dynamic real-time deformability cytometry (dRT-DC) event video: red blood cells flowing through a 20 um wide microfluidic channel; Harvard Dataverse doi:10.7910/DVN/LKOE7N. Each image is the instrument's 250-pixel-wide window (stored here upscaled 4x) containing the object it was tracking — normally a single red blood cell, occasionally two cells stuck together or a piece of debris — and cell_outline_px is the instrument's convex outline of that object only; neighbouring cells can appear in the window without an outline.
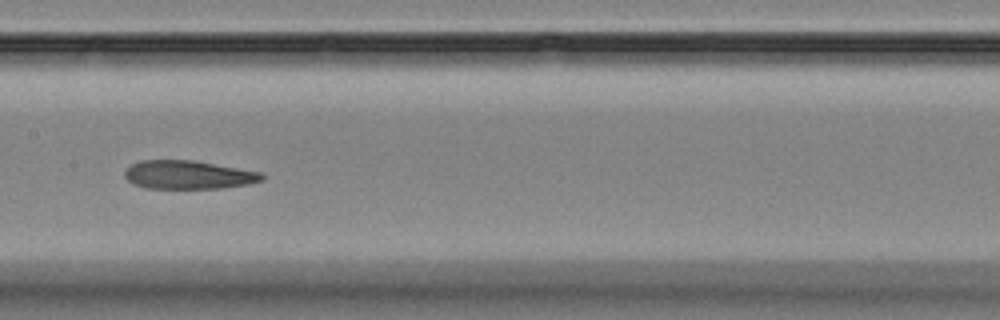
{"species": "Egyptian fruit bat (a non-hibernating species)", "species_latin": "Rousettus aegyptiacus", "temperature_condition": "room temperature", "stored_images_in_passage": 14, "camera_frame_rate_fps": 3000, "um_per_image_px": 0.085, "animal": {"sex": "female"}, "frame": {"image": 1, "passage_image": 7, "time_ms": 7.0, "image_size_px": [1000, 320], "cell_outline_px": [[264, 180], [248, 184], [220, 188], [144, 188], [132, 184], [124, 176], [124, 172], [132, 164], [140, 160], [192, 160], [264, 172]], "centroid_in_image_um": [16.02, 14.86], "position_along_channel_um": 191.4, "area_um2": 22.89}}
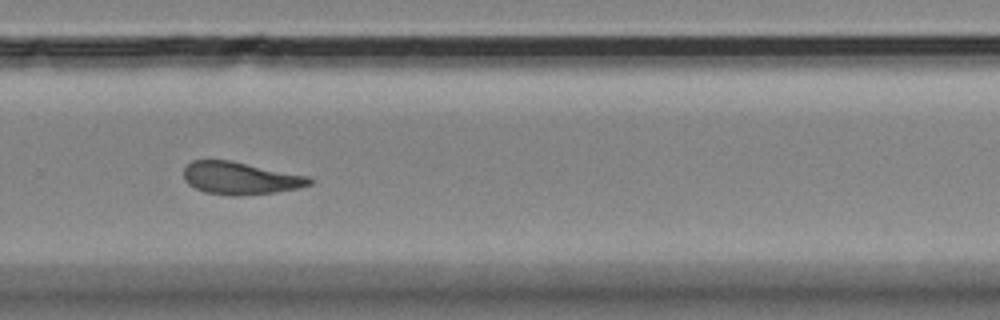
{"frame": {"image": 2, "passage_image": 10, "time_ms": 10.333, "image_size_px": [1000, 320], "cell_outline_px": [[312, 184], [300, 188], [276, 192], [240, 196], [228, 196], [204, 192], [188, 184], [184, 180], [184, 168], [192, 160], [228, 160], [308, 176], [312, 180]], "centroid_in_image_um": [20.41, 15.16], "position_along_channel_um": 309.4, "area_um2": 23.81}}
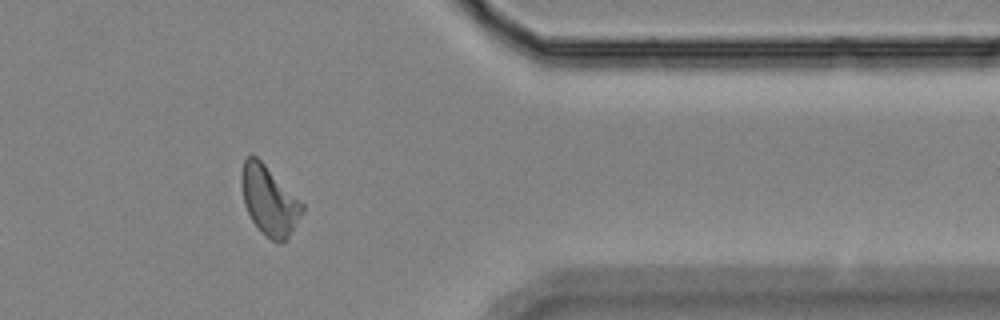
{"frame": {"image": 3, "passage_image": 12, "time_ms": 13.0, "image_size_px": [1000, 320], "cell_outline_px": [[304, 212], [288, 236], [280, 244], [276, 244], [252, 220], [244, 204], [240, 180], [240, 176], [244, 160], [252, 152], [304, 204]], "centroid_in_image_um": [22.87, 17.02], "position_along_channel_um": 388.5, "area_um2": 24.1}, "authors_computed_cell_mechanics": {"area_um2": 23.9292, "velocity_mm_per_s": 3.5665, "shape_relaxation_time_tau1_ms": null, "shape_relaxation_time_tau2_ms": 10.0287, "deformation_change_tau1": null, "deformation_change_tau2": 0.1748}}